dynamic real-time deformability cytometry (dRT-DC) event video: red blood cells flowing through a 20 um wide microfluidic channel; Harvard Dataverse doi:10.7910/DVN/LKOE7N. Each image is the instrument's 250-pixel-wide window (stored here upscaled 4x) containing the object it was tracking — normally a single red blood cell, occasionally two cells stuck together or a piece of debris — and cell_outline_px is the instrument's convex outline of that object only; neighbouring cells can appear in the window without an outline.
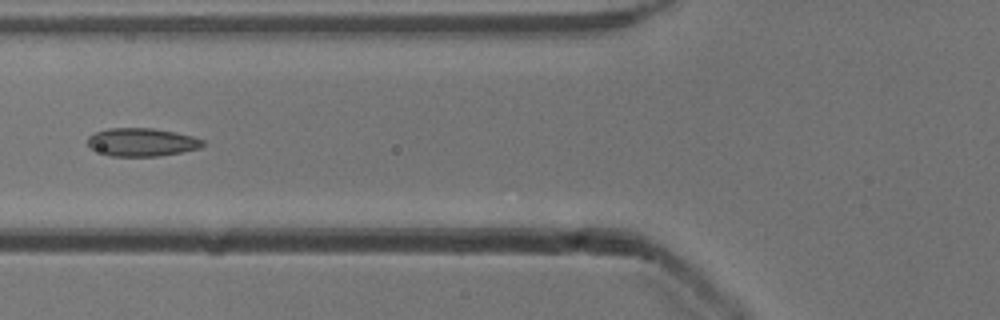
{"species": "common noctule bat (a hibernating species)", "species_latin": "Nyctalus noctula", "temperature_condition": "cold", "stored_images_in_passage": 6, "camera_frame_rate_fps": 3000, "um_per_image_px": 0.085, "animal": {"sex": "male", "body_mass_g": 13.3}, "frame": {"image": 1, "passage_image": 4, "time_ms": 1.0, "image_size_px": [1000, 320], "cell_outline_px": [[204, 144], [200, 148], [160, 156], [108, 156], [88, 148], [88, 136], [96, 132], [108, 128], [152, 128], [176, 132], [192, 136], [204, 140]], "centroid_in_image_um": [12.02, 12.09], "position_along_channel_um": 113.8, "area_um2": 19.02}}
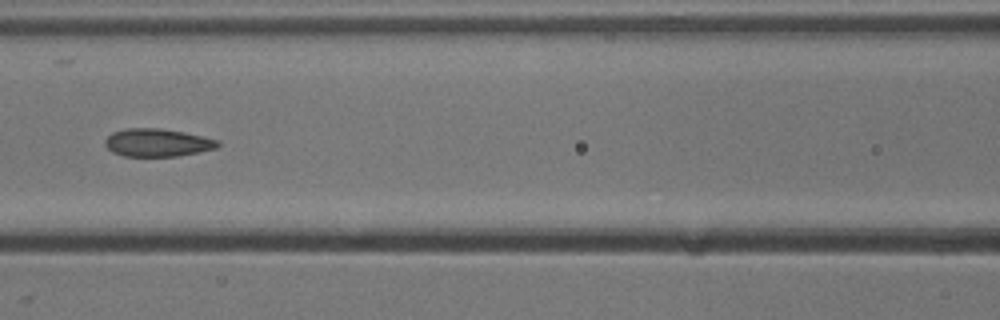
{"frame": {"image": 2, "passage_image": 5, "time_ms": 1.333, "image_size_px": [1000, 320], "cell_outline_px": [[220, 144], [216, 148], [176, 156], [124, 156], [112, 152], [104, 144], [104, 140], [112, 132], [124, 128], [160, 128], [184, 132], [220, 140]], "centroid_in_image_um": [13.35, 12.11], "position_along_channel_um": 153.3, "area_um2": 18.32}}
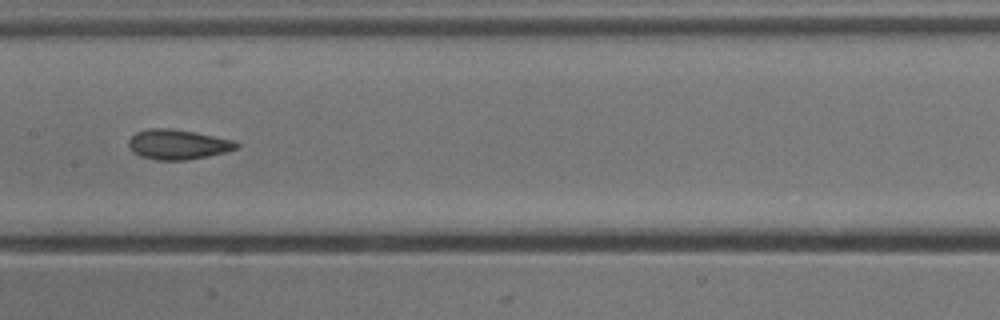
{"frame": {"image": 3, "passage_image": 6, "time_ms": 1.667, "image_size_px": [1000, 320], "cell_outline_px": [[240, 148], [208, 156], [188, 160], [156, 160], [140, 156], [128, 144], [128, 140], [136, 132], [148, 128], [172, 128], [196, 132], [236, 140], [240, 144]], "centroid_in_image_um": [15.18, 12.26], "position_along_channel_um": 192.2, "area_um2": 18.96}}